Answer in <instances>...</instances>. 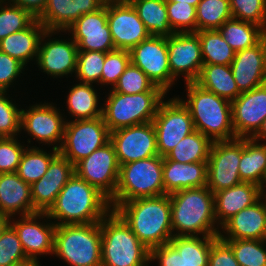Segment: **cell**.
Instances as JSON below:
<instances>
[{"label": "cell", "mask_w": 266, "mask_h": 266, "mask_svg": "<svg viewBox=\"0 0 266 266\" xmlns=\"http://www.w3.org/2000/svg\"><path fill=\"white\" fill-rule=\"evenodd\" d=\"M114 211L149 250L173 237L169 195L136 198L119 204Z\"/></svg>", "instance_id": "1"}, {"label": "cell", "mask_w": 266, "mask_h": 266, "mask_svg": "<svg viewBox=\"0 0 266 266\" xmlns=\"http://www.w3.org/2000/svg\"><path fill=\"white\" fill-rule=\"evenodd\" d=\"M109 199L75 173L46 212L56 225L100 222L110 211Z\"/></svg>", "instance_id": "2"}, {"label": "cell", "mask_w": 266, "mask_h": 266, "mask_svg": "<svg viewBox=\"0 0 266 266\" xmlns=\"http://www.w3.org/2000/svg\"><path fill=\"white\" fill-rule=\"evenodd\" d=\"M169 196L173 236H219L214 194L207 186L183 189Z\"/></svg>", "instance_id": "3"}, {"label": "cell", "mask_w": 266, "mask_h": 266, "mask_svg": "<svg viewBox=\"0 0 266 266\" xmlns=\"http://www.w3.org/2000/svg\"><path fill=\"white\" fill-rule=\"evenodd\" d=\"M186 98H178L189 109L195 130L214 141L235 139L231 102L200 87L185 83Z\"/></svg>", "instance_id": "4"}, {"label": "cell", "mask_w": 266, "mask_h": 266, "mask_svg": "<svg viewBox=\"0 0 266 266\" xmlns=\"http://www.w3.org/2000/svg\"><path fill=\"white\" fill-rule=\"evenodd\" d=\"M100 229L101 266H149L150 250L114 210L100 221Z\"/></svg>", "instance_id": "5"}, {"label": "cell", "mask_w": 266, "mask_h": 266, "mask_svg": "<svg viewBox=\"0 0 266 266\" xmlns=\"http://www.w3.org/2000/svg\"><path fill=\"white\" fill-rule=\"evenodd\" d=\"M100 222L56 225L53 255L69 266H101Z\"/></svg>", "instance_id": "6"}, {"label": "cell", "mask_w": 266, "mask_h": 266, "mask_svg": "<svg viewBox=\"0 0 266 266\" xmlns=\"http://www.w3.org/2000/svg\"><path fill=\"white\" fill-rule=\"evenodd\" d=\"M102 103V118L109 132L152 122L160 103L165 100V92H142L124 94L111 88Z\"/></svg>", "instance_id": "7"}, {"label": "cell", "mask_w": 266, "mask_h": 266, "mask_svg": "<svg viewBox=\"0 0 266 266\" xmlns=\"http://www.w3.org/2000/svg\"><path fill=\"white\" fill-rule=\"evenodd\" d=\"M166 195L163 185V157L133 161L120 165L115 195L109 200L111 209L136 198Z\"/></svg>", "instance_id": "8"}, {"label": "cell", "mask_w": 266, "mask_h": 266, "mask_svg": "<svg viewBox=\"0 0 266 266\" xmlns=\"http://www.w3.org/2000/svg\"><path fill=\"white\" fill-rule=\"evenodd\" d=\"M110 141V132L102 117L90 120H66L59 153L73 165Z\"/></svg>", "instance_id": "9"}, {"label": "cell", "mask_w": 266, "mask_h": 266, "mask_svg": "<svg viewBox=\"0 0 266 266\" xmlns=\"http://www.w3.org/2000/svg\"><path fill=\"white\" fill-rule=\"evenodd\" d=\"M152 123L156 130L157 151L162 157L195 131L189 109L177 96L160 103Z\"/></svg>", "instance_id": "10"}, {"label": "cell", "mask_w": 266, "mask_h": 266, "mask_svg": "<svg viewBox=\"0 0 266 266\" xmlns=\"http://www.w3.org/2000/svg\"><path fill=\"white\" fill-rule=\"evenodd\" d=\"M21 110V132L37 143L59 150L64 137L66 118L53 102H39ZM63 113V114H62ZM65 118H64V117ZM53 145V146H52Z\"/></svg>", "instance_id": "11"}, {"label": "cell", "mask_w": 266, "mask_h": 266, "mask_svg": "<svg viewBox=\"0 0 266 266\" xmlns=\"http://www.w3.org/2000/svg\"><path fill=\"white\" fill-rule=\"evenodd\" d=\"M219 236H173L167 244L150 250L158 266H208L212 243Z\"/></svg>", "instance_id": "12"}, {"label": "cell", "mask_w": 266, "mask_h": 266, "mask_svg": "<svg viewBox=\"0 0 266 266\" xmlns=\"http://www.w3.org/2000/svg\"><path fill=\"white\" fill-rule=\"evenodd\" d=\"M62 33L64 31L46 30L44 32L35 63L37 68L39 67V71L57 80L58 78L62 79L63 76L68 78L75 75L79 51L74 40L71 37L63 38L64 34ZM56 34L62 36L51 38Z\"/></svg>", "instance_id": "13"}, {"label": "cell", "mask_w": 266, "mask_h": 266, "mask_svg": "<svg viewBox=\"0 0 266 266\" xmlns=\"http://www.w3.org/2000/svg\"><path fill=\"white\" fill-rule=\"evenodd\" d=\"M242 138L214 141L207 161L206 186L214 193L242 183L239 163Z\"/></svg>", "instance_id": "14"}, {"label": "cell", "mask_w": 266, "mask_h": 266, "mask_svg": "<svg viewBox=\"0 0 266 266\" xmlns=\"http://www.w3.org/2000/svg\"><path fill=\"white\" fill-rule=\"evenodd\" d=\"M75 174L96 187L109 200L115 195L120 164L109 141L74 165Z\"/></svg>", "instance_id": "15"}, {"label": "cell", "mask_w": 266, "mask_h": 266, "mask_svg": "<svg viewBox=\"0 0 266 266\" xmlns=\"http://www.w3.org/2000/svg\"><path fill=\"white\" fill-rule=\"evenodd\" d=\"M129 53L131 63L140 68L155 86L169 93L176 80L170 71L167 37L150 36L132 48Z\"/></svg>", "instance_id": "16"}, {"label": "cell", "mask_w": 266, "mask_h": 266, "mask_svg": "<svg viewBox=\"0 0 266 266\" xmlns=\"http://www.w3.org/2000/svg\"><path fill=\"white\" fill-rule=\"evenodd\" d=\"M17 218L12 217L10 224L18 234L26 257L37 261L41 255L51 256L54 251L56 224L49 216L45 212H36Z\"/></svg>", "instance_id": "17"}, {"label": "cell", "mask_w": 266, "mask_h": 266, "mask_svg": "<svg viewBox=\"0 0 266 266\" xmlns=\"http://www.w3.org/2000/svg\"><path fill=\"white\" fill-rule=\"evenodd\" d=\"M107 23L118 50L130 51L151 36L128 0L107 1Z\"/></svg>", "instance_id": "18"}, {"label": "cell", "mask_w": 266, "mask_h": 266, "mask_svg": "<svg viewBox=\"0 0 266 266\" xmlns=\"http://www.w3.org/2000/svg\"><path fill=\"white\" fill-rule=\"evenodd\" d=\"M110 142L120 165L159 155L152 122L110 132Z\"/></svg>", "instance_id": "19"}, {"label": "cell", "mask_w": 266, "mask_h": 266, "mask_svg": "<svg viewBox=\"0 0 266 266\" xmlns=\"http://www.w3.org/2000/svg\"><path fill=\"white\" fill-rule=\"evenodd\" d=\"M167 49L172 77L177 81L182 75L185 83L195 82L204 65L198 34L173 33L167 37Z\"/></svg>", "instance_id": "20"}, {"label": "cell", "mask_w": 266, "mask_h": 266, "mask_svg": "<svg viewBox=\"0 0 266 266\" xmlns=\"http://www.w3.org/2000/svg\"><path fill=\"white\" fill-rule=\"evenodd\" d=\"M77 44L79 51L111 52L116 50L107 23V1L98 11L87 13L71 24L67 34Z\"/></svg>", "instance_id": "21"}, {"label": "cell", "mask_w": 266, "mask_h": 266, "mask_svg": "<svg viewBox=\"0 0 266 266\" xmlns=\"http://www.w3.org/2000/svg\"><path fill=\"white\" fill-rule=\"evenodd\" d=\"M231 106L236 138H252L266 119V83L241 93Z\"/></svg>", "instance_id": "22"}, {"label": "cell", "mask_w": 266, "mask_h": 266, "mask_svg": "<svg viewBox=\"0 0 266 266\" xmlns=\"http://www.w3.org/2000/svg\"><path fill=\"white\" fill-rule=\"evenodd\" d=\"M75 173L74 165L58 153L48 166L46 173L31 185V196L37 212H47L57 195Z\"/></svg>", "instance_id": "23"}, {"label": "cell", "mask_w": 266, "mask_h": 266, "mask_svg": "<svg viewBox=\"0 0 266 266\" xmlns=\"http://www.w3.org/2000/svg\"><path fill=\"white\" fill-rule=\"evenodd\" d=\"M240 93L266 83V36L256 45L235 52L230 64Z\"/></svg>", "instance_id": "24"}, {"label": "cell", "mask_w": 266, "mask_h": 266, "mask_svg": "<svg viewBox=\"0 0 266 266\" xmlns=\"http://www.w3.org/2000/svg\"><path fill=\"white\" fill-rule=\"evenodd\" d=\"M222 240H266V200L262 197L235 214L222 227Z\"/></svg>", "instance_id": "25"}, {"label": "cell", "mask_w": 266, "mask_h": 266, "mask_svg": "<svg viewBox=\"0 0 266 266\" xmlns=\"http://www.w3.org/2000/svg\"><path fill=\"white\" fill-rule=\"evenodd\" d=\"M106 0H48L37 20L48 31H66L78 18L98 11Z\"/></svg>", "instance_id": "26"}, {"label": "cell", "mask_w": 266, "mask_h": 266, "mask_svg": "<svg viewBox=\"0 0 266 266\" xmlns=\"http://www.w3.org/2000/svg\"><path fill=\"white\" fill-rule=\"evenodd\" d=\"M31 185L24 182L16 172L0 173V215L15 217L34 214Z\"/></svg>", "instance_id": "27"}, {"label": "cell", "mask_w": 266, "mask_h": 266, "mask_svg": "<svg viewBox=\"0 0 266 266\" xmlns=\"http://www.w3.org/2000/svg\"><path fill=\"white\" fill-rule=\"evenodd\" d=\"M260 198V186L250 182H242L214 193L215 219L218 226L221 228L235 214Z\"/></svg>", "instance_id": "28"}, {"label": "cell", "mask_w": 266, "mask_h": 266, "mask_svg": "<svg viewBox=\"0 0 266 266\" xmlns=\"http://www.w3.org/2000/svg\"><path fill=\"white\" fill-rule=\"evenodd\" d=\"M207 184V162L181 163L163 159V185L166 195Z\"/></svg>", "instance_id": "29"}, {"label": "cell", "mask_w": 266, "mask_h": 266, "mask_svg": "<svg viewBox=\"0 0 266 266\" xmlns=\"http://www.w3.org/2000/svg\"><path fill=\"white\" fill-rule=\"evenodd\" d=\"M45 31L46 28L36 19L28 28L3 38L0 41V51L17 59L25 67L32 61L35 64Z\"/></svg>", "instance_id": "30"}, {"label": "cell", "mask_w": 266, "mask_h": 266, "mask_svg": "<svg viewBox=\"0 0 266 266\" xmlns=\"http://www.w3.org/2000/svg\"><path fill=\"white\" fill-rule=\"evenodd\" d=\"M70 87L65 108L73 121L102 117V101L95 85L78 82Z\"/></svg>", "instance_id": "31"}, {"label": "cell", "mask_w": 266, "mask_h": 266, "mask_svg": "<svg viewBox=\"0 0 266 266\" xmlns=\"http://www.w3.org/2000/svg\"><path fill=\"white\" fill-rule=\"evenodd\" d=\"M195 83L230 102L241 94L230 65L204 64Z\"/></svg>", "instance_id": "32"}, {"label": "cell", "mask_w": 266, "mask_h": 266, "mask_svg": "<svg viewBox=\"0 0 266 266\" xmlns=\"http://www.w3.org/2000/svg\"><path fill=\"white\" fill-rule=\"evenodd\" d=\"M266 174V143L252 138H242V154L239 175L242 182L260 186Z\"/></svg>", "instance_id": "33"}, {"label": "cell", "mask_w": 266, "mask_h": 266, "mask_svg": "<svg viewBox=\"0 0 266 266\" xmlns=\"http://www.w3.org/2000/svg\"><path fill=\"white\" fill-rule=\"evenodd\" d=\"M151 36L173 34L168 20L166 0H128Z\"/></svg>", "instance_id": "34"}, {"label": "cell", "mask_w": 266, "mask_h": 266, "mask_svg": "<svg viewBox=\"0 0 266 266\" xmlns=\"http://www.w3.org/2000/svg\"><path fill=\"white\" fill-rule=\"evenodd\" d=\"M218 30L235 52L258 44L266 36L262 27L234 18L225 21Z\"/></svg>", "instance_id": "35"}, {"label": "cell", "mask_w": 266, "mask_h": 266, "mask_svg": "<svg viewBox=\"0 0 266 266\" xmlns=\"http://www.w3.org/2000/svg\"><path fill=\"white\" fill-rule=\"evenodd\" d=\"M213 141L195 130L185 136L163 159L181 163L207 162Z\"/></svg>", "instance_id": "36"}, {"label": "cell", "mask_w": 266, "mask_h": 266, "mask_svg": "<svg viewBox=\"0 0 266 266\" xmlns=\"http://www.w3.org/2000/svg\"><path fill=\"white\" fill-rule=\"evenodd\" d=\"M59 150L50 148V151L29 145L22 154L16 173L27 184L32 185L38 181L47 171L52 159Z\"/></svg>", "instance_id": "37"}, {"label": "cell", "mask_w": 266, "mask_h": 266, "mask_svg": "<svg viewBox=\"0 0 266 266\" xmlns=\"http://www.w3.org/2000/svg\"><path fill=\"white\" fill-rule=\"evenodd\" d=\"M201 45L204 64L230 65L235 51L226 42L218 29L196 31Z\"/></svg>", "instance_id": "38"}, {"label": "cell", "mask_w": 266, "mask_h": 266, "mask_svg": "<svg viewBox=\"0 0 266 266\" xmlns=\"http://www.w3.org/2000/svg\"><path fill=\"white\" fill-rule=\"evenodd\" d=\"M232 18L229 0H200L196 7L197 31L218 29Z\"/></svg>", "instance_id": "39"}, {"label": "cell", "mask_w": 266, "mask_h": 266, "mask_svg": "<svg viewBox=\"0 0 266 266\" xmlns=\"http://www.w3.org/2000/svg\"><path fill=\"white\" fill-rule=\"evenodd\" d=\"M37 18L23 8L0 0V41L8 35L28 28Z\"/></svg>", "instance_id": "40"}, {"label": "cell", "mask_w": 266, "mask_h": 266, "mask_svg": "<svg viewBox=\"0 0 266 266\" xmlns=\"http://www.w3.org/2000/svg\"><path fill=\"white\" fill-rule=\"evenodd\" d=\"M240 266H266V240H224Z\"/></svg>", "instance_id": "41"}, {"label": "cell", "mask_w": 266, "mask_h": 266, "mask_svg": "<svg viewBox=\"0 0 266 266\" xmlns=\"http://www.w3.org/2000/svg\"><path fill=\"white\" fill-rule=\"evenodd\" d=\"M112 90L124 94L164 92L160 87L155 86L147 75L131 62L119 77Z\"/></svg>", "instance_id": "42"}, {"label": "cell", "mask_w": 266, "mask_h": 266, "mask_svg": "<svg viewBox=\"0 0 266 266\" xmlns=\"http://www.w3.org/2000/svg\"><path fill=\"white\" fill-rule=\"evenodd\" d=\"M105 55V52L99 51H78L75 73V77L78 80L76 82L97 84L101 87V75Z\"/></svg>", "instance_id": "43"}, {"label": "cell", "mask_w": 266, "mask_h": 266, "mask_svg": "<svg viewBox=\"0 0 266 266\" xmlns=\"http://www.w3.org/2000/svg\"><path fill=\"white\" fill-rule=\"evenodd\" d=\"M8 93L0 94V138L19 137L21 134L22 108Z\"/></svg>", "instance_id": "44"}, {"label": "cell", "mask_w": 266, "mask_h": 266, "mask_svg": "<svg viewBox=\"0 0 266 266\" xmlns=\"http://www.w3.org/2000/svg\"><path fill=\"white\" fill-rule=\"evenodd\" d=\"M170 28L173 33L196 32V7L181 2H166Z\"/></svg>", "instance_id": "45"}, {"label": "cell", "mask_w": 266, "mask_h": 266, "mask_svg": "<svg viewBox=\"0 0 266 266\" xmlns=\"http://www.w3.org/2000/svg\"><path fill=\"white\" fill-rule=\"evenodd\" d=\"M29 261L14 227L9 224L0 237V266H16Z\"/></svg>", "instance_id": "46"}, {"label": "cell", "mask_w": 266, "mask_h": 266, "mask_svg": "<svg viewBox=\"0 0 266 266\" xmlns=\"http://www.w3.org/2000/svg\"><path fill=\"white\" fill-rule=\"evenodd\" d=\"M232 17L250 22L266 31V0H229Z\"/></svg>", "instance_id": "47"}, {"label": "cell", "mask_w": 266, "mask_h": 266, "mask_svg": "<svg viewBox=\"0 0 266 266\" xmlns=\"http://www.w3.org/2000/svg\"><path fill=\"white\" fill-rule=\"evenodd\" d=\"M27 140L28 145H25L18 137L0 138V173L17 171L23 152L32 142L30 138Z\"/></svg>", "instance_id": "48"}, {"label": "cell", "mask_w": 266, "mask_h": 266, "mask_svg": "<svg viewBox=\"0 0 266 266\" xmlns=\"http://www.w3.org/2000/svg\"><path fill=\"white\" fill-rule=\"evenodd\" d=\"M130 62V53L127 50L116 49L106 53L102 68L101 88L111 85L112 89Z\"/></svg>", "instance_id": "49"}, {"label": "cell", "mask_w": 266, "mask_h": 266, "mask_svg": "<svg viewBox=\"0 0 266 266\" xmlns=\"http://www.w3.org/2000/svg\"><path fill=\"white\" fill-rule=\"evenodd\" d=\"M25 70H28V68L21 62L0 51V90L9 92L12 86L14 88L17 79L19 80L23 76L21 74H26Z\"/></svg>", "instance_id": "50"}, {"label": "cell", "mask_w": 266, "mask_h": 266, "mask_svg": "<svg viewBox=\"0 0 266 266\" xmlns=\"http://www.w3.org/2000/svg\"><path fill=\"white\" fill-rule=\"evenodd\" d=\"M208 266H240L231 247L220 237L211 245Z\"/></svg>", "instance_id": "51"}, {"label": "cell", "mask_w": 266, "mask_h": 266, "mask_svg": "<svg viewBox=\"0 0 266 266\" xmlns=\"http://www.w3.org/2000/svg\"><path fill=\"white\" fill-rule=\"evenodd\" d=\"M11 4L19 6L38 18L46 7L48 0H8Z\"/></svg>", "instance_id": "52"}, {"label": "cell", "mask_w": 266, "mask_h": 266, "mask_svg": "<svg viewBox=\"0 0 266 266\" xmlns=\"http://www.w3.org/2000/svg\"><path fill=\"white\" fill-rule=\"evenodd\" d=\"M253 140L257 142L266 143V119L263 121L258 132L252 137ZM262 140V141H261ZM265 140V141H264Z\"/></svg>", "instance_id": "53"}, {"label": "cell", "mask_w": 266, "mask_h": 266, "mask_svg": "<svg viewBox=\"0 0 266 266\" xmlns=\"http://www.w3.org/2000/svg\"><path fill=\"white\" fill-rule=\"evenodd\" d=\"M10 217L0 215V237L6 227L10 224Z\"/></svg>", "instance_id": "54"}, {"label": "cell", "mask_w": 266, "mask_h": 266, "mask_svg": "<svg viewBox=\"0 0 266 266\" xmlns=\"http://www.w3.org/2000/svg\"><path fill=\"white\" fill-rule=\"evenodd\" d=\"M166 2H181L184 4H190L193 5L195 7H197L198 3L200 2V0H166Z\"/></svg>", "instance_id": "55"}, {"label": "cell", "mask_w": 266, "mask_h": 266, "mask_svg": "<svg viewBox=\"0 0 266 266\" xmlns=\"http://www.w3.org/2000/svg\"><path fill=\"white\" fill-rule=\"evenodd\" d=\"M265 187H266V174H265V177L263 179L262 184L260 185V195H261V197L264 200H266V189H265Z\"/></svg>", "instance_id": "56"}, {"label": "cell", "mask_w": 266, "mask_h": 266, "mask_svg": "<svg viewBox=\"0 0 266 266\" xmlns=\"http://www.w3.org/2000/svg\"><path fill=\"white\" fill-rule=\"evenodd\" d=\"M16 266H41L40 265V261L37 260V261H34V260H29L25 263H22V264H19V265H16Z\"/></svg>", "instance_id": "57"}, {"label": "cell", "mask_w": 266, "mask_h": 266, "mask_svg": "<svg viewBox=\"0 0 266 266\" xmlns=\"http://www.w3.org/2000/svg\"><path fill=\"white\" fill-rule=\"evenodd\" d=\"M106 1H122V0H106Z\"/></svg>", "instance_id": "58"}]
</instances>
